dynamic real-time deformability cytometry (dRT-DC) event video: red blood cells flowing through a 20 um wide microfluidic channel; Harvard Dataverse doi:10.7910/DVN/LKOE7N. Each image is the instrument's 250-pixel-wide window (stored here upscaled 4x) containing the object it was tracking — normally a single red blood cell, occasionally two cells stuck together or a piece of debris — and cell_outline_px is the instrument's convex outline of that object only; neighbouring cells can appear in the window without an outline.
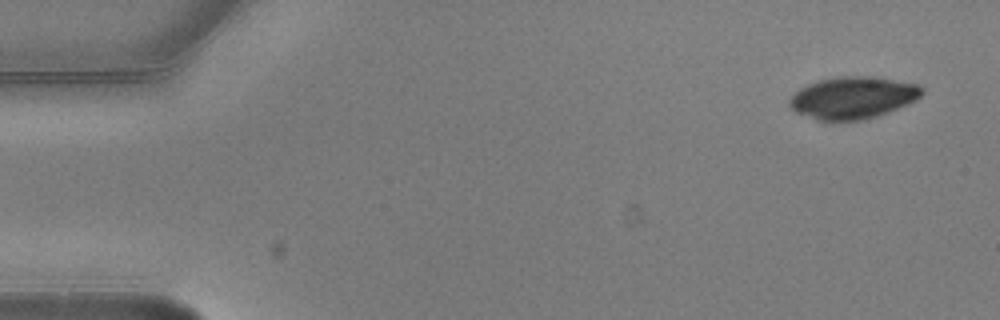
{"species": "common noctule bat (a hibernating species)", "species_latin": "Nyctalus noctula", "temperature_condition": "warm", "stored_images_in_passage": 5, "camera_frame_rate_fps": 3000, "um_per_image_px": 0.085, "animal": {"sex": "male", "body_mass_g": 20.5, "forearm_length_mm": 52.5}, "frame": {"image": 1, "passage_image": 1, "time_ms": 0.0, "image_size_px": [1000, 320], "cell_outline_px": [[924, 92], [916, 100], [908, 104], [888, 112], [876, 116], [860, 120], [816, 120], [796, 112], [788, 104], [788, 100], [800, 88], [816, 80], [836, 76], [872, 76], [916, 84], [924, 88]], "centroid_in_image_um": [72.48, 8.29], "position_along_channel_um": 12.5, "area_um2": 32.43}}